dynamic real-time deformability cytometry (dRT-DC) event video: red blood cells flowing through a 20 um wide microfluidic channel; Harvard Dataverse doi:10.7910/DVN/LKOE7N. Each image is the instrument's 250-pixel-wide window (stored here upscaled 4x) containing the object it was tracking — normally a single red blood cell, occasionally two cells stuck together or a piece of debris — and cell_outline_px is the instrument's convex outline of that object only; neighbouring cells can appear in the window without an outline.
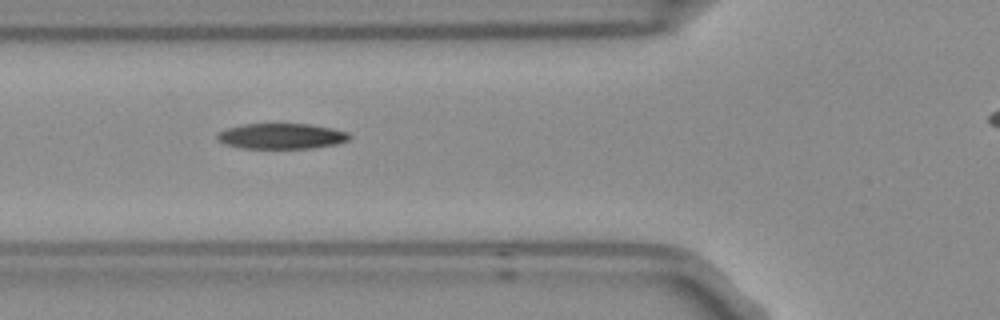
{"species": "Egyptian fruit bat (a non-hibernating species)", "species_latin": "Rousettus aegyptiacus", "temperature_condition": "room temperature", "stored_images_in_passage": 3, "camera_frame_rate_fps": 3000, "um_per_image_px": 0.085, "frame": {"image": 1, "passage_image": 2, "time_ms": 0.333, "image_size_px": [1000, 320], "cell_outline_px": [[352, 136], [348, 140], [336, 144], [312, 148], [244, 148], [224, 144], [216, 140], [216, 136], [220, 132], [228, 128], [244, 124], [308, 124], [332, 128], [348, 132]], "centroid_in_image_um": [23.93, 11.57], "position_along_channel_um": 101.9, "area_um2": 19.59}}